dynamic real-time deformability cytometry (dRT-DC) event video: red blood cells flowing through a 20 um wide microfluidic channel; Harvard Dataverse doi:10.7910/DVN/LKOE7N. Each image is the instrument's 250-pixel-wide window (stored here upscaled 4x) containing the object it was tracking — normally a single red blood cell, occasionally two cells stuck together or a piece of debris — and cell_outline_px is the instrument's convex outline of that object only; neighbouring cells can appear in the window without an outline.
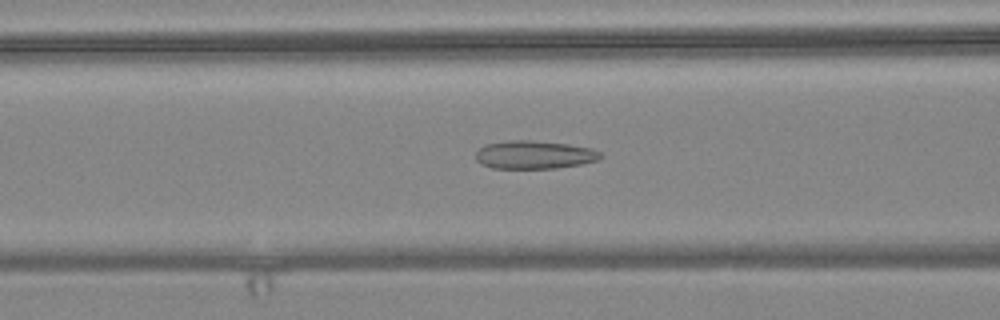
{"species": "common noctule bat (a hibernating species)", "species_latin": "Nyctalus noctula", "temperature_condition": "warm", "stored_images_in_passage": 56, "camera_frame_rate_fps": 3000, "um_per_image_px": 0.085, "animal": {"sex": "female", "body_mass_g": 24.6, "forearm_length_mm": 56.2}, "frame": {"image": 1, "passage_image": 22, "time_ms": 7.0, "image_size_px": [1000, 320], "cell_outline_px": [[604, 156], [596, 160], [580, 164], [556, 168], [492, 168], [480, 164], [476, 160], [476, 152], [484, 144], [508, 140], [532, 140], [568, 144], [592, 148], [600, 152]], "centroid_in_image_um": [45.39, 13.15], "position_along_channel_um": 121.2, "area_um2": 20.58}}
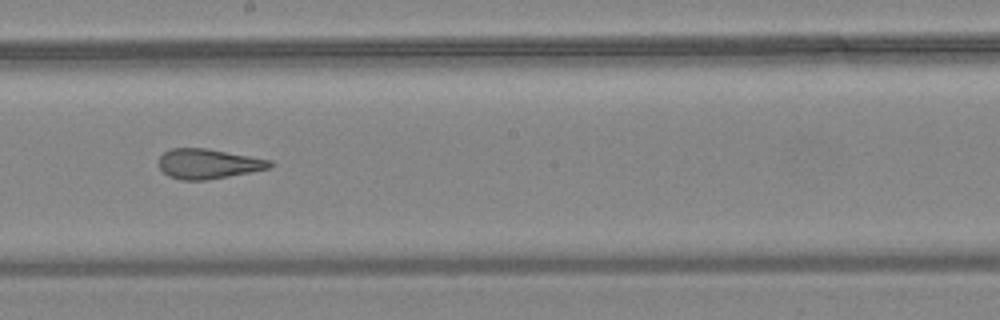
{"frame": {"image": 2, "passage_image": 31, "time_ms": 10.0, "image_size_px": [1000, 320], "cell_outline_px": [[272, 164], [268, 168], [228, 176], [204, 180], [180, 180], [168, 176], [160, 168], [160, 156], [164, 152], [172, 148], [208, 148], [272, 160]], "centroid_in_image_um": [17.68, 13.91], "position_along_channel_um": 230.5, "area_um2": 19.13}}
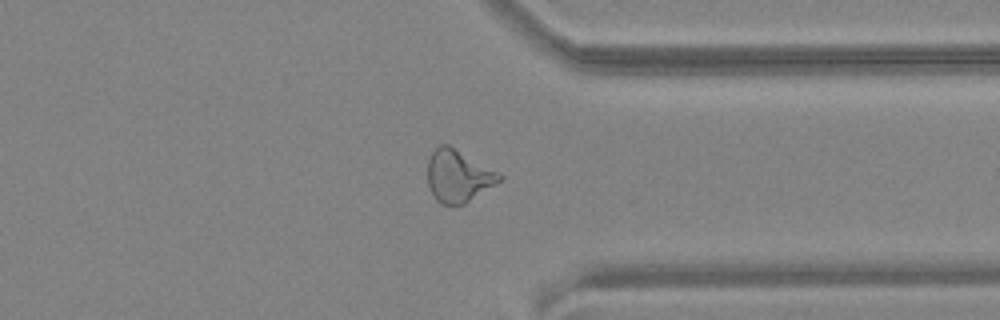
{"frame": {"image": 3, "passage_image": 43, "time_ms": 14.0, "image_size_px": [1000, 320], "cell_outline_px": [[504, 180], [464, 204], [440, 204], [436, 200], [428, 184], [428, 160], [432, 152], [440, 144], [448, 144], [504, 176]], "centroid_in_image_um": [38.96, 14.97], "position_along_channel_um": 372.4, "area_um2": 21.68}, "authors_computed_cell_mechanics": {"area_um2": 21.9351, "velocity_mm_per_s": 3.6349, "shape_relaxation_time_tau1_ms": null, "shape_relaxation_time_tau2_ms": 2.2895, "deformation_change_tau1": null, "deformation_change_tau2": 0.1105}}